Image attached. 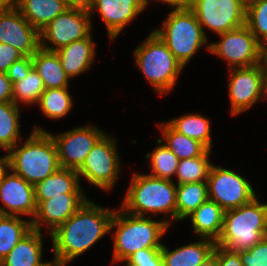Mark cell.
I'll list each match as a JSON object with an SVG mask.
<instances>
[{
    "mask_svg": "<svg viewBox=\"0 0 267 266\" xmlns=\"http://www.w3.org/2000/svg\"><path fill=\"white\" fill-rule=\"evenodd\" d=\"M210 150H206L201 156L180 160L177 166V185L207 181L212 167L209 161Z\"/></svg>",
    "mask_w": 267,
    "mask_h": 266,
    "instance_id": "obj_32",
    "label": "cell"
},
{
    "mask_svg": "<svg viewBox=\"0 0 267 266\" xmlns=\"http://www.w3.org/2000/svg\"><path fill=\"white\" fill-rule=\"evenodd\" d=\"M7 165L33 186L46 179L60 168L52 134L36 126L23 145L7 152Z\"/></svg>",
    "mask_w": 267,
    "mask_h": 266,
    "instance_id": "obj_2",
    "label": "cell"
},
{
    "mask_svg": "<svg viewBox=\"0 0 267 266\" xmlns=\"http://www.w3.org/2000/svg\"><path fill=\"white\" fill-rule=\"evenodd\" d=\"M149 215L138 216L124 211H115L110 231L116 229L113 262L125 261L130 255L149 248H161L159 241L170 225L169 220H151Z\"/></svg>",
    "mask_w": 267,
    "mask_h": 266,
    "instance_id": "obj_3",
    "label": "cell"
},
{
    "mask_svg": "<svg viewBox=\"0 0 267 266\" xmlns=\"http://www.w3.org/2000/svg\"><path fill=\"white\" fill-rule=\"evenodd\" d=\"M8 168L7 165V154L0 158V173H3V171Z\"/></svg>",
    "mask_w": 267,
    "mask_h": 266,
    "instance_id": "obj_46",
    "label": "cell"
},
{
    "mask_svg": "<svg viewBox=\"0 0 267 266\" xmlns=\"http://www.w3.org/2000/svg\"><path fill=\"white\" fill-rule=\"evenodd\" d=\"M167 45L175 58L185 67L193 55L207 43L205 36L194 12L189 8H176L169 13L162 28L154 30Z\"/></svg>",
    "mask_w": 267,
    "mask_h": 266,
    "instance_id": "obj_7",
    "label": "cell"
},
{
    "mask_svg": "<svg viewBox=\"0 0 267 266\" xmlns=\"http://www.w3.org/2000/svg\"><path fill=\"white\" fill-rule=\"evenodd\" d=\"M121 208L134 215L145 216L152 212L169 215L176 221V191L173 180L134 173Z\"/></svg>",
    "mask_w": 267,
    "mask_h": 266,
    "instance_id": "obj_5",
    "label": "cell"
},
{
    "mask_svg": "<svg viewBox=\"0 0 267 266\" xmlns=\"http://www.w3.org/2000/svg\"><path fill=\"white\" fill-rule=\"evenodd\" d=\"M45 91L43 80L34 67L20 81L13 83V102L16 106L22 104H37Z\"/></svg>",
    "mask_w": 267,
    "mask_h": 266,
    "instance_id": "obj_33",
    "label": "cell"
},
{
    "mask_svg": "<svg viewBox=\"0 0 267 266\" xmlns=\"http://www.w3.org/2000/svg\"><path fill=\"white\" fill-rule=\"evenodd\" d=\"M86 6L90 15L98 11L110 40L119 36L122 29L146 7L143 0H88Z\"/></svg>",
    "mask_w": 267,
    "mask_h": 266,
    "instance_id": "obj_18",
    "label": "cell"
},
{
    "mask_svg": "<svg viewBox=\"0 0 267 266\" xmlns=\"http://www.w3.org/2000/svg\"><path fill=\"white\" fill-rule=\"evenodd\" d=\"M219 36L221 40L210 44V53L225 59L229 69L249 67L264 62L265 47L246 25Z\"/></svg>",
    "mask_w": 267,
    "mask_h": 266,
    "instance_id": "obj_9",
    "label": "cell"
},
{
    "mask_svg": "<svg viewBox=\"0 0 267 266\" xmlns=\"http://www.w3.org/2000/svg\"><path fill=\"white\" fill-rule=\"evenodd\" d=\"M116 141L106 133L90 150L82 166L77 170L78 176L99 189L109 191L119 176V160Z\"/></svg>",
    "mask_w": 267,
    "mask_h": 266,
    "instance_id": "obj_10",
    "label": "cell"
},
{
    "mask_svg": "<svg viewBox=\"0 0 267 266\" xmlns=\"http://www.w3.org/2000/svg\"><path fill=\"white\" fill-rule=\"evenodd\" d=\"M71 6H83L87 5L88 0H65Z\"/></svg>",
    "mask_w": 267,
    "mask_h": 266,
    "instance_id": "obj_45",
    "label": "cell"
},
{
    "mask_svg": "<svg viewBox=\"0 0 267 266\" xmlns=\"http://www.w3.org/2000/svg\"><path fill=\"white\" fill-rule=\"evenodd\" d=\"M68 87L49 88L42 93L39 102L40 109L45 116L51 119H59L66 116L73 103Z\"/></svg>",
    "mask_w": 267,
    "mask_h": 266,
    "instance_id": "obj_31",
    "label": "cell"
},
{
    "mask_svg": "<svg viewBox=\"0 0 267 266\" xmlns=\"http://www.w3.org/2000/svg\"><path fill=\"white\" fill-rule=\"evenodd\" d=\"M199 266H217L216 254L213 252Z\"/></svg>",
    "mask_w": 267,
    "mask_h": 266,
    "instance_id": "obj_44",
    "label": "cell"
},
{
    "mask_svg": "<svg viewBox=\"0 0 267 266\" xmlns=\"http://www.w3.org/2000/svg\"><path fill=\"white\" fill-rule=\"evenodd\" d=\"M24 55L11 45L0 43V72L7 73L9 67Z\"/></svg>",
    "mask_w": 267,
    "mask_h": 266,
    "instance_id": "obj_39",
    "label": "cell"
},
{
    "mask_svg": "<svg viewBox=\"0 0 267 266\" xmlns=\"http://www.w3.org/2000/svg\"><path fill=\"white\" fill-rule=\"evenodd\" d=\"M224 213V209L216 202L208 199L187 218H191L192 227L196 235L216 242L222 232Z\"/></svg>",
    "mask_w": 267,
    "mask_h": 266,
    "instance_id": "obj_23",
    "label": "cell"
},
{
    "mask_svg": "<svg viewBox=\"0 0 267 266\" xmlns=\"http://www.w3.org/2000/svg\"><path fill=\"white\" fill-rule=\"evenodd\" d=\"M207 184L209 200L225 211L247 204L256 197L249 181L228 168L212 165Z\"/></svg>",
    "mask_w": 267,
    "mask_h": 266,
    "instance_id": "obj_11",
    "label": "cell"
},
{
    "mask_svg": "<svg viewBox=\"0 0 267 266\" xmlns=\"http://www.w3.org/2000/svg\"><path fill=\"white\" fill-rule=\"evenodd\" d=\"M265 85L267 89V61L265 60Z\"/></svg>",
    "mask_w": 267,
    "mask_h": 266,
    "instance_id": "obj_49",
    "label": "cell"
},
{
    "mask_svg": "<svg viewBox=\"0 0 267 266\" xmlns=\"http://www.w3.org/2000/svg\"><path fill=\"white\" fill-rule=\"evenodd\" d=\"M33 67L32 57L24 56L20 60L14 62L7 71V76L11 83L22 80Z\"/></svg>",
    "mask_w": 267,
    "mask_h": 266,
    "instance_id": "obj_38",
    "label": "cell"
},
{
    "mask_svg": "<svg viewBox=\"0 0 267 266\" xmlns=\"http://www.w3.org/2000/svg\"><path fill=\"white\" fill-rule=\"evenodd\" d=\"M19 107L14 102L0 103V148L6 152L20 143Z\"/></svg>",
    "mask_w": 267,
    "mask_h": 266,
    "instance_id": "obj_30",
    "label": "cell"
},
{
    "mask_svg": "<svg viewBox=\"0 0 267 266\" xmlns=\"http://www.w3.org/2000/svg\"><path fill=\"white\" fill-rule=\"evenodd\" d=\"M42 232L32 229L0 261L1 266H42Z\"/></svg>",
    "mask_w": 267,
    "mask_h": 266,
    "instance_id": "obj_21",
    "label": "cell"
},
{
    "mask_svg": "<svg viewBox=\"0 0 267 266\" xmlns=\"http://www.w3.org/2000/svg\"><path fill=\"white\" fill-rule=\"evenodd\" d=\"M35 202L51 199L63 193H83L76 170L59 168L34 186Z\"/></svg>",
    "mask_w": 267,
    "mask_h": 266,
    "instance_id": "obj_22",
    "label": "cell"
},
{
    "mask_svg": "<svg viewBox=\"0 0 267 266\" xmlns=\"http://www.w3.org/2000/svg\"><path fill=\"white\" fill-rule=\"evenodd\" d=\"M90 17L86 5L68 7L40 31V48L56 51L74 41L88 38L92 29ZM48 42L53 46H48Z\"/></svg>",
    "mask_w": 267,
    "mask_h": 266,
    "instance_id": "obj_8",
    "label": "cell"
},
{
    "mask_svg": "<svg viewBox=\"0 0 267 266\" xmlns=\"http://www.w3.org/2000/svg\"><path fill=\"white\" fill-rule=\"evenodd\" d=\"M245 25L256 39L267 47V0H259L246 9Z\"/></svg>",
    "mask_w": 267,
    "mask_h": 266,
    "instance_id": "obj_35",
    "label": "cell"
},
{
    "mask_svg": "<svg viewBox=\"0 0 267 266\" xmlns=\"http://www.w3.org/2000/svg\"><path fill=\"white\" fill-rule=\"evenodd\" d=\"M95 45L91 34L88 38L74 41L55 51L69 78L77 77L92 66L95 58Z\"/></svg>",
    "mask_w": 267,
    "mask_h": 266,
    "instance_id": "obj_19",
    "label": "cell"
},
{
    "mask_svg": "<svg viewBox=\"0 0 267 266\" xmlns=\"http://www.w3.org/2000/svg\"><path fill=\"white\" fill-rule=\"evenodd\" d=\"M229 72L230 110L232 115H239L266 96L265 60L249 67L231 68Z\"/></svg>",
    "mask_w": 267,
    "mask_h": 266,
    "instance_id": "obj_13",
    "label": "cell"
},
{
    "mask_svg": "<svg viewBox=\"0 0 267 266\" xmlns=\"http://www.w3.org/2000/svg\"><path fill=\"white\" fill-rule=\"evenodd\" d=\"M42 266H60V265L55 259H53L52 262H47V261L44 262V264Z\"/></svg>",
    "mask_w": 267,
    "mask_h": 266,
    "instance_id": "obj_48",
    "label": "cell"
},
{
    "mask_svg": "<svg viewBox=\"0 0 267 266\" xmlns=\"http://www.w3.org/2000/svg\"><path fill=\"white\" fill-rule=\"evenodd\" d=\"M114 213L115 211L100 207L88 199L50 233L54 259L59 265L65 266L103 238L110 231Z\"/></svg>",
    "mask_w": 267,
    "mask_h": 266,
    "instance_id": "obj_1",
    "label": "cell"
},
{
    "mask_svg": "<svg viewBox=\"0 0 267 266\" xmlns=\"http://www.w3.org/2000/svg\"><path fill=\"white\" fill-rule=\"evenodd\" d=\"M208 199L207 181L177 185L176 221L187 219L188 215Z\"/></svg>",
    "mask_w": 267,
    "mask_h": 266,
    "instance_id": "obj_26",
    "label": "cell"
},
{
    "mask_svg": "<svg viewBox=\"0 0 267 266\" xmlns=\"http://www.w3.org/2000/svg\"><path fill=\"white\" fill-rule=\"evenodd\" d=\"M88 199L84 193H63L51 199L36 202V213L31 220L32 229L42 231V223L52 233L70 218Z\"/></svg>",
    "mask_w": 267,
    "mask_h": 266,
    "instance_id": "obj_17",
    "label": "cell"
},
{
    "mask_svg": "<svg viewBox=\"0 0 267 266\" xmlns=\"http://www.w3.org/2000/svg\"><path fill=\"white\" fill-rule=\"evenodd\" d=\"M163 138L161 141L172 151L179 160L201 156L207 148L197 140L191 139L175 131L167 122L161 123ZM164 139V140H163Z\"/></svg>",
    "mask_w": 267,
    "mask_h": 266,
    "instance_id": "obj_28",
    "label": "cell"
},
{
    "mask_svg": "<svg viewBox=\"0 0 267 266\" xmlns=\"http://www.w3.org/2000/svg\"><path fill=\"white\" fill-rule=\"evenodd\" d=\"M126 266H164L161 248L141 249L125 260Z\"/></svg>",
    "mask_w": 267,
    "mask_h": 266,
    "instance_id": "obj_36",
    "label": "cell"
},
{
    "mask_svg": "<svg viewBox=\"0 0 267 266\" xmlns=\"http://www.w3.org/2000/svg\"><path fill=\"white\" fill-rule=\"evenodd\" d=\"M194 12L206 36V27L219 34L246 24V8L237 0H191Z\"/></svg>",
    "mask_w": 267,
    "mask_h": 266,
    "instance_id": "obj_12",
    "label": "cell"
},
{
    "mask_svg": "<svg viewBox=\"0 0 267 266\" xmlns=\"http://www.w3.org/2000/svg\"><path fill=\"white\" fill-rule=\"evenodd\" d=\"M267 236V204L255 197L251 202L225 211L223 228L216 245L240 252Z\"/></svg>",
    "mask_w": 267,
    "mask_h": 266,
    "instance_id": "obj_4",
    "label": "cell"
},
{
    "mask_svg": "<svg viewBox=\"0 0 267 266\" xmlns=\"http://www.w3.org/2000/svg\"><path fill=\"white\" fill-rule=\"evenodd\" d=\"M215 245L214 240L200 238L199 241L169 251L163 244L161 254L164 266H199L213 253Z\"/></svg>",
    "mask_w": 267,
    "mask_h": 266,
    "instance_id": "obj_20",
    "label": "cell"
},
{
    "mask_svg": "<svg viewBox=\"0 0 267 266\" xmlns=\"http://www.w3.org/2000/svg\"><path fill=\"white\" fill-rule=\"evenodd\" d=\"M161 139L158 138L157 144L161 145L153 149L152 153H146V158L150 159L152 174L150 176L172 180V176L176 175L179 158L168 149L165 144H161Z\"/></svg>",
    "mask_w": 267,
    "mask_h": 266,
    "instance_id": "obj_34",
    "label": "cell"
},
{
    "mask_svg": "<svg viewBox=\"0 0 267 266\" xmlns=\"http://www.w3.org/2000/svg\"><path fill=\"white\" fill-rule=\"evenodd\" d=\"M148 1L150 0H143L145 6L147 7L148 5ZM166 2L168 4V6L170 7H174V9L176 8H187L190 5L191 0H157V2Z\"/></svg>",
    "mask_w": 267,
    "mask_h": 266,
    "instance_id": "obj_42",
    "label": "cell"
},
{
    "mask_svg": "<svg viewBox=\"0 0 267 266\" xmlns=\"http://www.w3.org/2000/svg\"><path fill=\"white\" fill-rule=\"evenodd\" d=\"M237 1H239L247 9L249 6L255 4L259 0H237Z\"/></svg>",
    "mask_w": 267,
    "mask_h": 266,
    "instance_id": "obj_47",
    "label": "cell"
},
{
    "mask_svg": "<svg viewBox=\"0 0 267 266\" xmlns=\"http://www.w3.org/2000/svg\"><path fill=\"white\" fill-rule=\"evenodd\" d=\"M175 131L212 148L210 121L200 114H185L167 122Z\"/></svg>",
    "mask_w": 267,
    "mask_h": 266,
    "instance_id": "obj_27",
    "label": "cell"
},
{
    "mask_svg": "<svg viewBox=\"0 0 267 266\" xmlns=\"http://www.w3.org/2000/svg\"><path fill=\"white\" fill-rule=\"evenodd\" d=\"M213 252L216 254L217 266H243L239 252L230 251L220 245H215Z\"/></svg>",
    "mask_w": 267,
    "mask_h": 266,
    "instance_id": "obj_40",
    "label": "cell"
},
{
    "mask_svg": "<svg viewBox=\"0 0 267 266\" xmlns=\"http://www.w3.org/2000/svg\"><path fill=\"white\" fill-rule=\"evenodd\" d=\"M20 0H0V11H8L18 8Z\"/></svg>",
    "mask_w": 267,
    "mask_h": 266,
    "instance_id": "obj_43",
    "label": "cell"
},
{
    "mask_svg": "<svg viewBox=\"0 0 267 266\" xmlns=\"http://www.w3.org/2000/svg\"><path fill=\"white\" fill-rule=\"evenodd\" d=\"M0 43L31 57L40 48V32L16 9L0 11Z\"/></svg>",
    "mask_w": 267,
    "mask_h": 266,
    "instance_id": "obj_16",
    "label": "cell"
},
{
    "mask_svg": "<svg viewBox=\"0 0 267 266\" xmlns=\"http://www.w3.org/2000/svg\"><path fill=\"white\" fill-rule=\"evenodd\" d=\"M135 63L151 86L160 94L169 93L184 66L162 39L151 32L134 51Z\"/></svg>",
    "mask_w": 267,
    "mask_h": 266,
    "instance_id": "obj_6",
    "label": "cell"
},
{
    "mask_svg": "<svg viewBox=\"0 0 267 266\" xmlns=\"http://www.w3.org/2000/svg\"><path fill=\"white\" fill-rule=\"evenodd\" d=\"M105 133L93 125L52 135L61 168L78 170L84 163L90 150Z\"/></svg>",
    "mask_w": 267,
    "mask_h": 266,
    "instance_id": "obj_14",
    "label": "cell"
},
{
    "mask_svg": "<svg viewBox=\"0 0 267 266\" xmlns=\"http://www.w3.org/2000/svg\"><path fill=\"white\" fill-rule=\"evenodd\" d=\"M265 60L267 61V47H265Z\"/></svg>",
    "mask_w": 267,
    "mask_h": 266,
    "instance_id": "obj_50",
    "label": "cell"
},
{
    "mask_svg": "<svg viewBox=\"0 0 267 266\" xmlns=\"http://www.w3.org/2000/svg\"><path fill=\"white\" fill-rule=\"evenodd\" d=\"M10 173L6 168L0 179V200L4 205L0 206V215H30L32 220L36 213L34 186L13 171Z\"/></svg>",
    "mask_w": 267,
    "mask_h": 266,
    "instance_id": "obj_15",
    "label": "cell"
},
{
    "mask_svg": "<svg viewBox=\"0 0 267 266\" xmlns=\"http://www.w3.org/2000/svg\"><path fill=\"white\" fill-rule=\"evenodd\" d=\"M70 6L65 0H20L17 9L40 32Z\"/></svg>",
    "mask_w": 267,
    "mask_h": 266,
    "instance_id": "obj_24",
    "label": "cell"
},
{
    "mask_svg": "<svg viewBox=\"0 0 267 266\" xmlns=\"http://www.w3.org/2000/svg\"><path fill=\"white\" fill-rule=\"evenodd\" d=\"M0 215V261L32 230L31 220Z\"/></svg>",
    "mask_w": 267,
    "mask_h": 266,
    "instance_id": "obj_29",
    "label": "cell"
},
{
    "mask_svg": "<svg viewBox=\"0 0 267 266\" xmlns=\"http://www.w3.org/2000/svg\"><path fill=\"white\" fill-rule=\"evenodd\" d=\"M33 67L43 80L45 89L69 87V77L55 51L39 48L32 56Z\"/></svg>",
    "mask_w": 267,
    "mask_h": 266,
    "instance_id": "obj_25",
    "label": "cell"
},
{
    "mask_svg": "<svg viewBox=\"0 0 267 266\" xmlns=\"http://www.w3.org/2000/svg\"><path fill=\"white\" fill-rule=\"evenodd\" d=\"M12 85L7 73L0 72V103L13 102Z\"/></svg>",
    "mask_w": 267,
    "mask_h": 266,
    "instance_id": "obj_41",
    "label": "cell"
},
{
    "mask_svg": "<svg viewBox=\"0 0 267 266\" xmlns=\"http://www.w3.org/2000/svg\"><path fill=\"white\" fill-rule=\"evenodd\" d=\"M239 255L243 266H267V236Z\"/></svg>",
    "mask_w": 267,
    "mask_h": 266,
    "instance_id": "obj_37",
    "label": "cell"
}]
</instances>
